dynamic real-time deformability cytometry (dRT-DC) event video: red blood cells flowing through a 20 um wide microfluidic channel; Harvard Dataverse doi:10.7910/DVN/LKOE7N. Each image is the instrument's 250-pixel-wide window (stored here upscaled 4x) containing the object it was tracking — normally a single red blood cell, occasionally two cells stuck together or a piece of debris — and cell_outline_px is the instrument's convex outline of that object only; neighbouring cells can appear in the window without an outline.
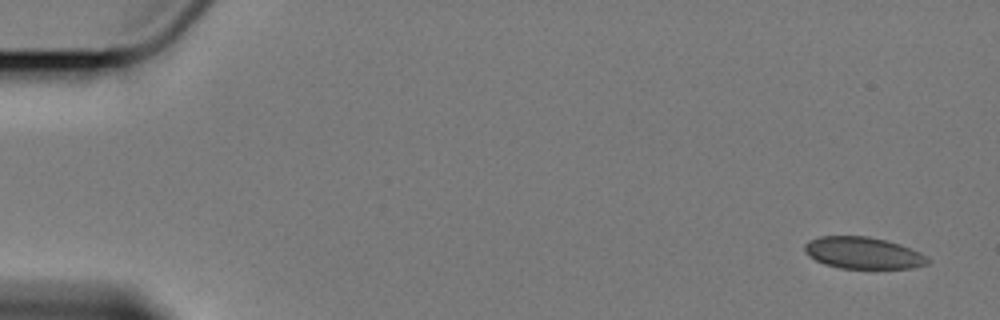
{"species": "Egyptian fruit bat (a non-hibernating species)", "species_latin": "Rousettus aegyptiacus", "temperature_condition": "cold", "stored_images_in_passage": 5, "camera_frame_rate_fps": 3000, "um_per_image_px": 0.085, "animal": {"sex": "female"}, "frame": {"image": 1, "passage_image": 1, "time_ms": 0.0, "image_size_px": [1000, 320], "cell_outline_px": [[932, 260], [928, 264], [912, 268], [840, 268], [824, 264], [808, 256], [804, 252], [804, 244], [808, 240], [820, 236], [868, 236], [900, 244], [920, 252]], "centroid_in_image_um": [73.35, 21.5], "position_along_channel_um": 11.6, "area_um2": 22.89}}
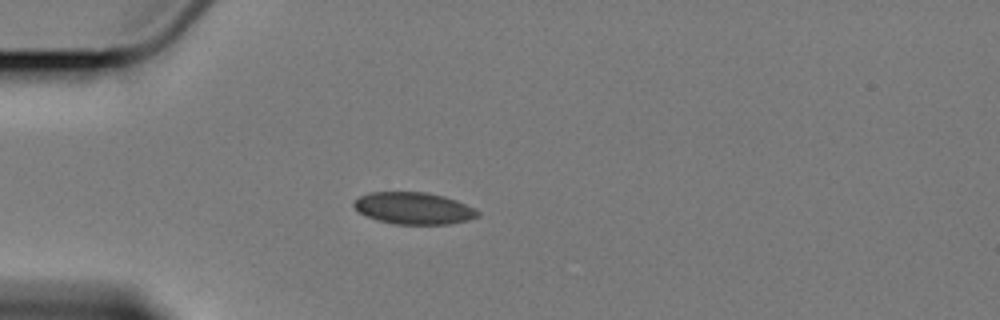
{"frame": {"image": 2, "passage_image": 5, "time_ms": 4.667, "image_size_px": [1000, 320], "cell_outline_px": [[480, 216], [468, 220], [448, 224], [396, 224], [376, 220], [360, 212], [352, 204], [360, 196], [368, 192], [424, 192], [444, 196], [456, 200], [480, 212]], "centroid_in_image_um": [35.16, 17.7], "position_along_channel_um": 49.8, "area_um2": 22.83}}